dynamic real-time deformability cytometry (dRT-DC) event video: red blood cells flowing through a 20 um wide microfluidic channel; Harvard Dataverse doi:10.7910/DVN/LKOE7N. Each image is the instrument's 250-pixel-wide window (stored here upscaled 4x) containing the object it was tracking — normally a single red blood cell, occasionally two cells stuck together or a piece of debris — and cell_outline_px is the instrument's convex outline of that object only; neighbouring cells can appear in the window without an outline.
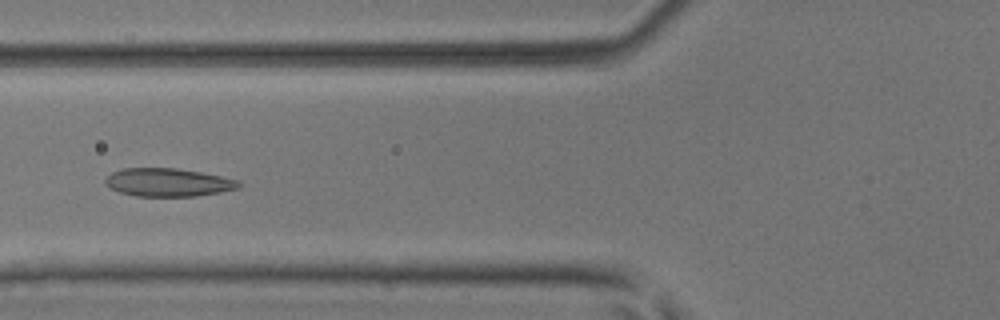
{"species": "common noctule bat (a hibernating species)", "species_latin": "Nyctalus noctula", "temperature_condition": "room temperature", "stored_images_in_passage": 34, "camera_frame_rate_fps": 3000, "um_per_image_px": 0.085, "animal": {"sex": "male", "body_mass_g": 17.9, "forearm_length_mm": 54.2}, "frame": {"image": 1, "passage_image": 5, "time_ms": 1.333, "image_size_px": [1000, 320], "cell_outline_px": [[244, 184], [240, 188], [220, 192], [196, 196], [136, 196], [120, 192], [108, 188], [104, 184], [104, 180], [112, 172], [124, 168], [176, 168], [200, 172], [240, 180]], "centroid_in_image_um": [14.3, 15.5], "position_along_channel_um": 111.5, "area_um2": 22.08}}
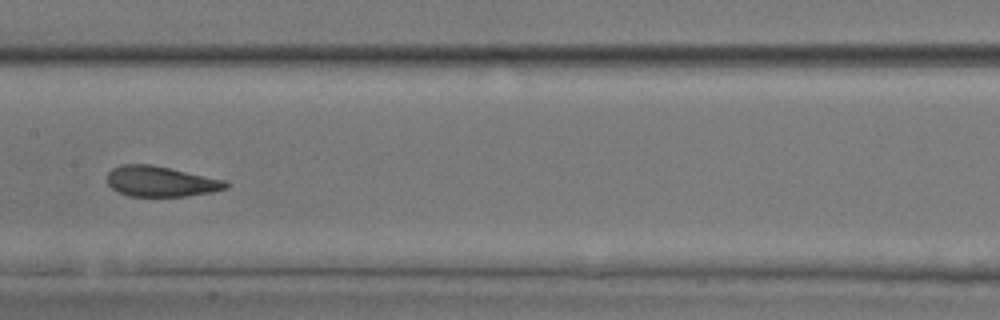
{"frame": {"image": 2, "passage_image": 11, "time_ms": 3.333, "image_size_px": [1000, 320], "cell_outline_px": [[232, 184], [228, 188], [212, 192], [184, 196], [128, 196], [112, 188], [108, 184], [108, 172], [112, 168], [120, 164], [152, 164], [228, 180]], "centroid_in_image_um": [13.72, 15.41], "position_along_channel_um": 193.7, "area_um2": 21.33}}
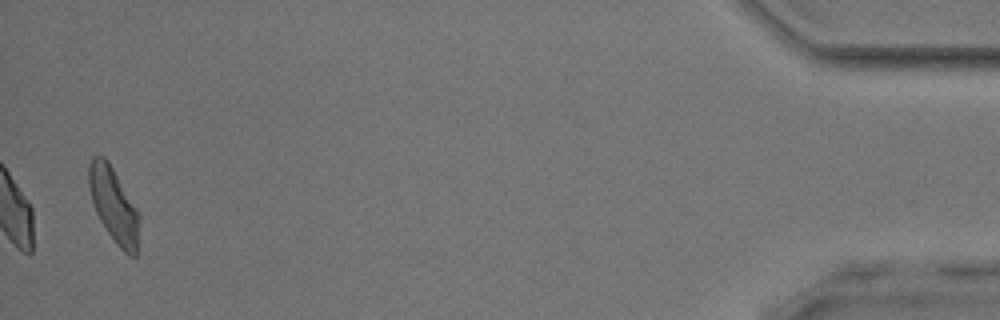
{"frame": {"image": 3, "passage_image": 34, "time_ms": 11.0, "image_size_px": [1000, 320], "cell_outline_px": [[140, 216], [136, 256], [128, 256], [116, 244], [100, 220], [96, 212], [92, 200], [88, 184], [88, 164], [92, 156], [104, 156], [108, 160], [136, 208]], "centroid_in_image_um": [9.66, 17.42], "position_along_channel_um": 425.5, "area_um2": 21.79}, "authors_computed_cell_mechanics": {"area_um2": 21.1837, "velocity_mm_per_s": 4.1311, "shape_relaxation_time_tau1_ms": 4.5495, "shape_relaxation_time_tau2_ms": 1.2141, "deformation_change_tau1": 0.1337, "deformation_change_tau2": 0.0741}}